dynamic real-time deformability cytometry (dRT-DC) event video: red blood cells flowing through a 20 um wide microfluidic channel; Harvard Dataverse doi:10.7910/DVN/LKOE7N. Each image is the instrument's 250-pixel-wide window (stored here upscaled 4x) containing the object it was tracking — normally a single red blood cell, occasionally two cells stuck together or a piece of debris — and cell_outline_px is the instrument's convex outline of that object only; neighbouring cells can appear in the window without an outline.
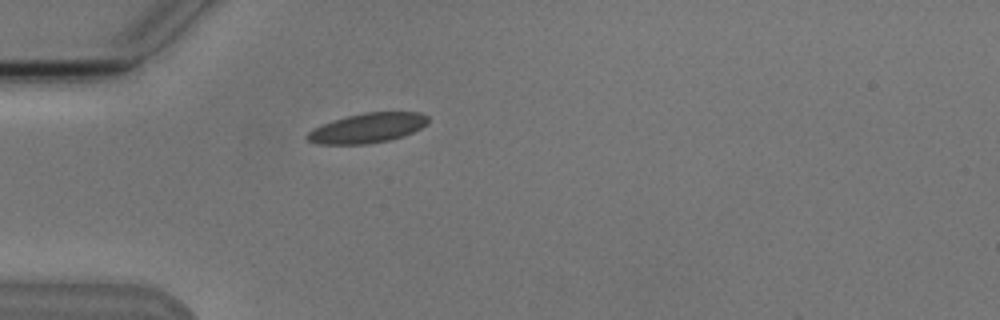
{"species": "Egyptian fruit bat (a non-hibernating species)", "species_latin": "Rousettus aegyptiacus", "temperature_condition": "cold", "stored_images_in_passage": 1, "camera_frame_rate_fps": 3000, "um_per_image_px": 0.085, "animal": {"sex": "male"}, "frame": {"image": 1, "passage_image": 1, "time_ms": 0.0, "image_size_px": [1000, 320], "cell_outline_px": [[428, 124], [404, 136], [388, 140], [368, 144], [320, 144], [308, 140], [304, 136], [312, 128], [348, 116], [364, 112], [420, 112], [428, 116]], "centroid_in_image_um": [31.25, 10.88], "position_along_channel_um": 53.7, "area_um2": 20.81}}